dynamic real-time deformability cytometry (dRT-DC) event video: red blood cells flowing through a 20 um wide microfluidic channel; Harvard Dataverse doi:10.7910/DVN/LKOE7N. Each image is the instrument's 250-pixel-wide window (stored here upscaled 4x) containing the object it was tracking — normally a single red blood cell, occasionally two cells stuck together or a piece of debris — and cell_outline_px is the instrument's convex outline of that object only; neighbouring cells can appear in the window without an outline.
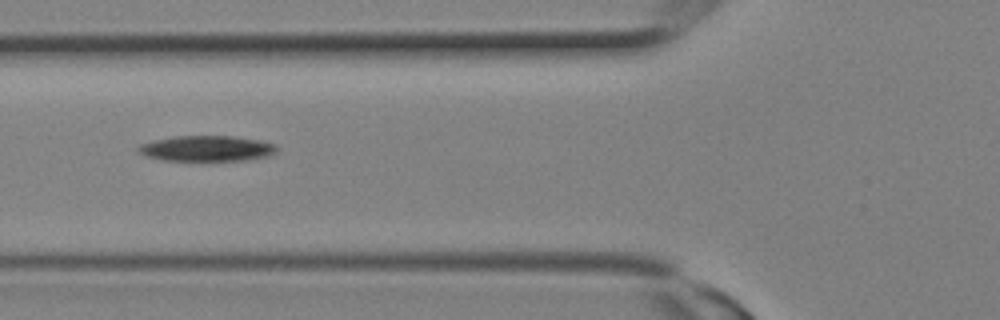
{"species": "Egyptian fruit bat (a non-hibernating species)", "species_latin": "Rousettus aegyptiacus", "temperature_condition": "room temperature", "stored_images_in_passage": 15, "camera_frame_rate_fps": 3000, "um_per_image_px": 0.085, "animal": {"sex": "female"}, "frame": {"image": 1, "passage_image": 9, "time_ms": 2.667, "image_size_px": [1000, 320], "cell_outline_px": [[280, 148], [276, 152], [268, 156], [248, 160], [160, 160], [144, 156], [136, 148], [140, 144], [156, 140], [176, 136], [236, 136], [260, 140], [276, 144]], "centroid_in_image_um": [17.62, 12.62], "position_along_channel_um": 108.2, "area_um2": 20.75}}
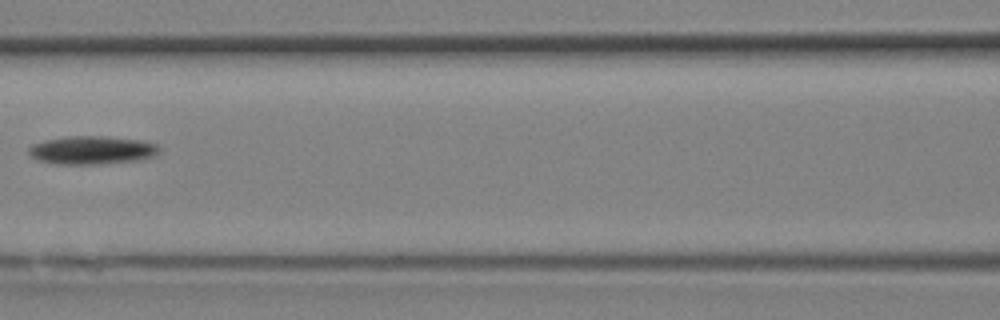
{"frame": {"image": 2, "passage_image": 11, "time_ms": 3.333, "image_size_px": [1000, 320], "cell_outline_px": [[160, 152], [156, 156], [140, 160], [96, 164], [56, 164], [40, 160], [32, 156], [28, 152], [28, 148], [32, 144], [44, 140], [68, 136], [100, 136], [140, 140], [156, 144], [160, 148]], "centroid_in_image_um": [7.83, 12.76], "position_along_channel_um": 158.8, "area_um2": 21.5}}